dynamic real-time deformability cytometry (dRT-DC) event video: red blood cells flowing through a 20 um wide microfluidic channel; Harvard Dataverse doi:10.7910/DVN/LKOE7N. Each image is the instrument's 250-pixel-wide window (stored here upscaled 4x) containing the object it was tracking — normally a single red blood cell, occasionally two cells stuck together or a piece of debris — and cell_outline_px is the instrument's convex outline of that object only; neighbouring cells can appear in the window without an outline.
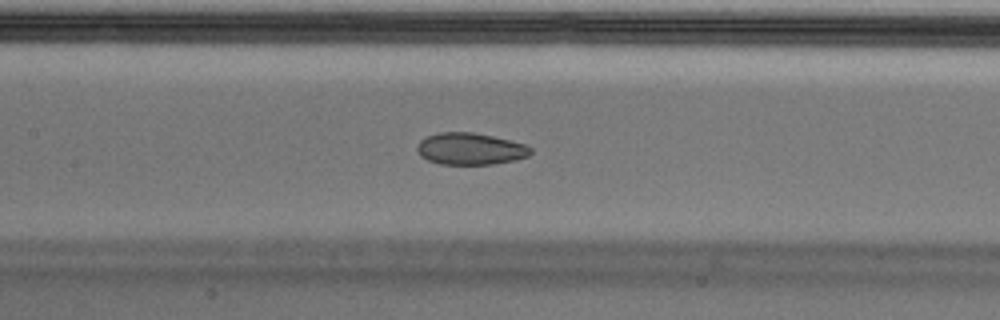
{"species": "Egyptian fruit bat (a non-hibernating species)", "species_latin": "Rousettus aegyptiacus", "temperature_condition": "cold", "stored_images_in_passage": 54, "camera_frame_rate_fps": 3000, "um_per_image_px": 0.085, "animal": {"sex": "male"}, "frame": {"image": 1, "passage_image": 24, "time_ms": 7.667, "image_size_px": [1000, 320], "cell_outline_px": [[532, 152], [528, 156], [516, 160], [492, 164], [440, 164], [428, 160], [420, 156], [416, 148], [420, 140], [428, 136], [440, 132], [472, 132], [492, 136], [524, 144], [532, 148]], "centroid_in_image_um": [39.97, 12.65], "position_along_channel_um": 167.4, "area_um2": 20.98}, "authors_computed_cell_mechanics": {"area_um2": 22.7154, "velocity_mm_per_s": 3.6596, "shape_relaxation_time_tau1_ms": null, "shape_relaxation_time_tau2_ms": 2.1056, "deformation_change_tau1": null, "deformation_change_tau2": 0.0526}}